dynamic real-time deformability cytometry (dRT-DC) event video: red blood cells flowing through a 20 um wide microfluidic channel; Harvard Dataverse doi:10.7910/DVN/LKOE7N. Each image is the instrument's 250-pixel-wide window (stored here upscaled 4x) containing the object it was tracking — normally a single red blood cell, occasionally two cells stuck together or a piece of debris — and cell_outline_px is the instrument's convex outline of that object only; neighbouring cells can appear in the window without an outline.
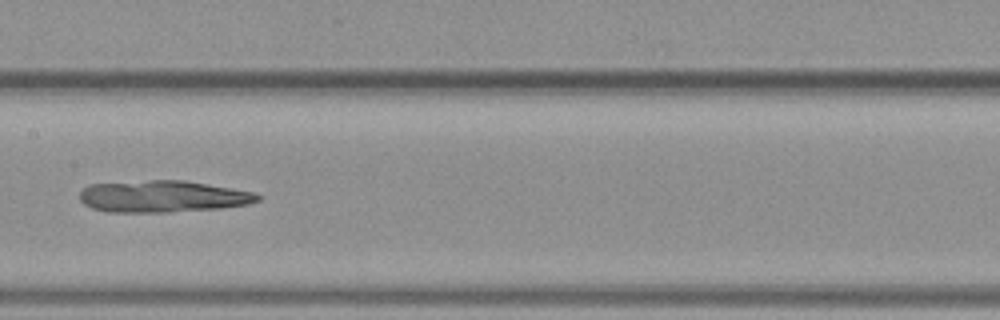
{"species": "common noctule bat (a hibernating species)", "species_latin": "Nyctalus noctula", "temperature_condition": "warm", "stored_images_in_passage": 38, "camera_frame_rate_fps": 3000, "um_per_image_px": 0.085, "animal": {"sex": "female", "body_mass_g": 19.3, "forearm_length_mm": 54.1}, "frame": {"image": 1, "passage_image": 13, "time_ms": 4.0, "image_size_px": [1000, 320], "cell_outline_px": [[260, 200], [248, 204], [224, 208], [168, 212], [104, 212], [92, 208], [84, 204], [80, 200], [80, 192], [88, 184], [152, 180], [184, 180], [252, 192], [260, 196]], "centroid_in_image_um": [13.8, 16.7], "position_along_channel_um": 193.6, "area_um2": 32.95}}
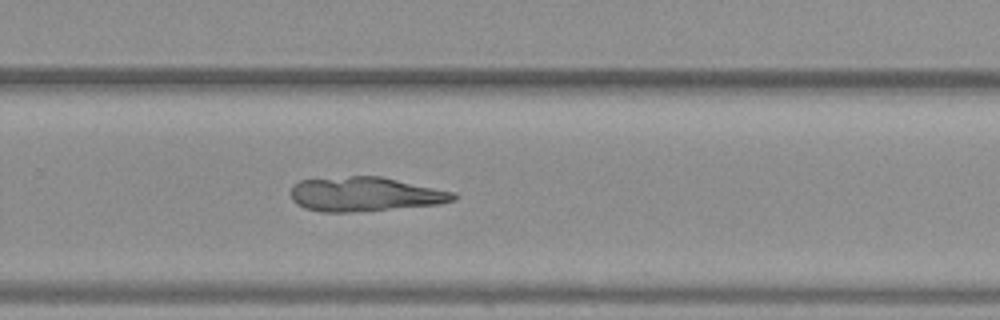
{"frame": {"image": 2, "passage_image": 21, "time_ms": 6.667, "image_size_px": [1000, 320], "cell_outline_px": [[456, 200], [440, 204], [348, 212], [320, 212], [304, 208], [296, 204], [292, 200], [292, 184], [300, 180], [352, 176], [380, 176], [456, 192]], "centroid_in_image_um": [31.02, 16.5], "position_along_channel_um": 298.8, "area_um2": 32.48}}
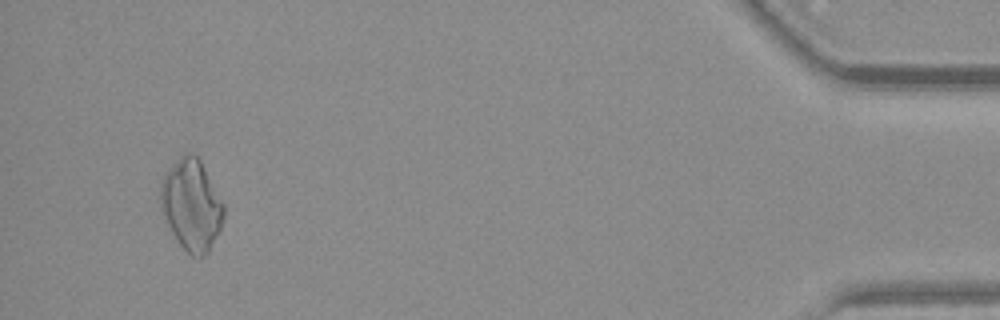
{"frame": {"image": 3, "passage_image": 36, "time_ms": 11.667, "image_size_px": [1000, 320], "cell_outline_px": [[224, 216], [220, 228], [208, 252], [200, 260], [192, 256], [176, 240], [160, 208], [160, 184], [164, 176], [180, 156], [188, 152], [196, 156], [200, 160], [224, 204]], "centroid_in_image_um": [16.27, 17.45], "position_along_channel_um": 418.9, "area_um2": 33.18}}